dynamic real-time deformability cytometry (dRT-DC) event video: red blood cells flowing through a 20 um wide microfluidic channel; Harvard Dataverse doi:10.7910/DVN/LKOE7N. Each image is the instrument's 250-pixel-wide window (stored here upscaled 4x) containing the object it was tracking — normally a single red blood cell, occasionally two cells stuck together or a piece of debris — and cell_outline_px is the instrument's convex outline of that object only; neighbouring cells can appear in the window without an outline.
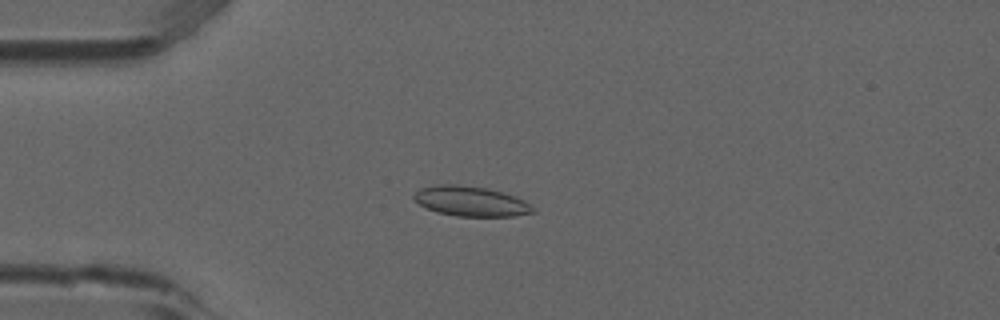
{"species": "common noctule bat (a hibernating species)", "species_latin": "Nyctalus noctula", "temperature_condition": "room temperature", "stored_images_in_passage": 6, "camera_frame_rate_fps": 3000, "um_per_image_px": 0.085, "animal": {"sex": "male", "forearm_length_mm": 52.5}, "frame": {"image": 1, "passage_image": 2, "time_ms": 0.333, "image_size_px": [1000, 320], "cell_outline_px": [[536, 212], [512, 216], [456, 216], [436, 212], [420, 204], [412, 196], [420, 188], [440, 184], [456, 184], [488, 188], [504, 192], [516, 196], [524, 200], [536, 208]], "centroid_in_image_um": [40.06, 17.1], "position_along_channel_um": 44.9, "area_um2": 20.87}}
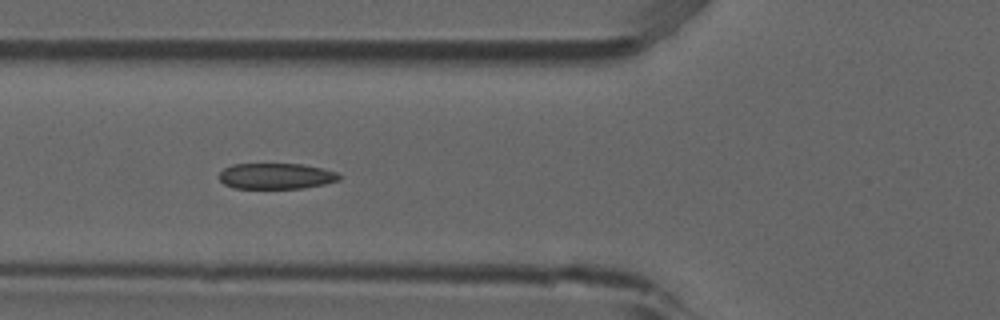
{"frame": {"image": 2, "passage_image": 4, "time_ms": 1.0, "image_size_px": [1000, 320], "cell_outline_px": [[340, 180], [324, 184], [304, 188], [232, 188], [224, 184], [220, 180], [220, 172], [224, 168], [232, 164], [300, 164], [320, 168], [336, 172], [340, 176]], "centroid_in_image_um": [23.44, 14.97], "position_along_channel_um": 102.4, "area_um2": 17.98}}
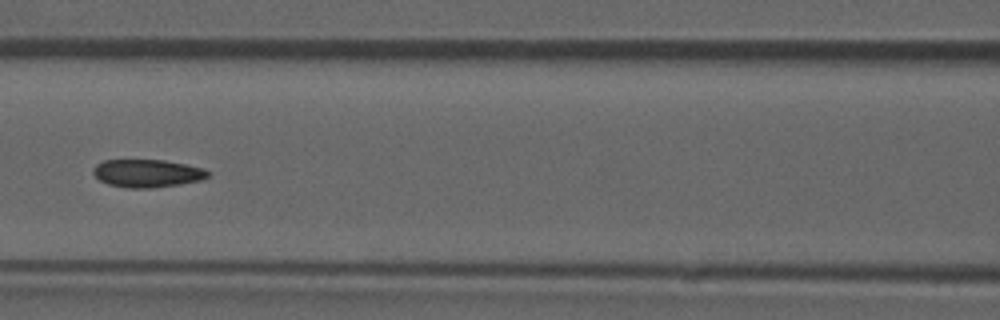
{"frame": {"image": 3, "passage_image": 5, "time_ms": 1.333, "image_size_px": [1000, 320], "cell_outline_px": [[212, 172], [208, 176], [200, 180], [180, 184], [152, 188], [124, 188], [108, 184], [100, 180], [92, 172], [92, 168], [96, 164], [104, 160], [164, 160], [204, 168]], "centroid_in_image_um": [12.51, 14.73], "position_along_channel_um": 154.1, "area_um2": 18.73}}